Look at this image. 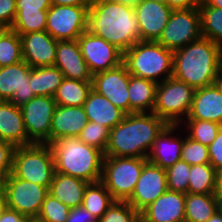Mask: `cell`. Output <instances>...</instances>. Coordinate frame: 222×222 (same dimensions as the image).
<instances>
[{
    "label": "cell",
    "instance_id": "1",
    "mask_svg": "<svg viewBox=\"0 0 222 222\" xmlns=\"http://www.w3.org/2000/svg\"><path fill=\"white\" fill-rule=\"evenodd\" d=\"M167 125L152 112L126 114L110 129L104 156L147 158L155 139Z\"/></svg>",
    "mask_w": 222,
    "mask_h": 222
},
{
    "label": "cell",
    "instance_id": "2",
    "mask_svg": "<svg viewBox=\"0 0 222 222\" xmlns=\"http://www.w3.org/2000/svg\"><path fill=\"white\" fill-rule=\"evenodd\" d=\"M88 30L123 53L140 41V29L134 7L113 0L91 3L88 11Z\"/></svg>",
    "mask_w": 222,
    "mask_h": 222
},
{
    "label": "cell",
    "instance_id": "3",
    "mask_svg": "<svg viewBox=\"0 0 222 222\" xmlns=\"http://www.w3.org/2000/svg\"><path fill=\"white\" fill-rule=\"evenodd\" d=\"M222 65V47L201 38L173 51V77L194 89L214 84Z\"/></svg>",
    "mask_w": 222,
    "mask_h": 222
},
{
    "label": "cell",
    "instance_id": "4",
    "mask_svg": "<svg viewBox=\"0 0 222 222\" xmlns=\"http://www.w3.org/2000/svg\"><path fill=\"white\" fill-rule=\"evenodd\" d=\"M55 172L93 183L101 180L104 152L78 137H63L50 144Z\"/></svg>",
    "mask_w": 222,
    "mask_h": 222
},
{
    "label": "cell",
    "instance_id": "5",
    "mask_svg": "<svg viewBox=\"0 0 222 222\" xmlns=\"http://www.w3.org/2000/svg\"><path fill=\"white\" fill-rule=\"evenodd\" d=\"M131 75L160 83L173 75V51L155 41H138L124 53Z\"/></svg>",
    "mask_w": 222,
    "mask_h": 222
},
{
    "label": "cell",
    "instance_id": "6",
    "mask_svg": "<svg viewBox=\"0 0 222 222\" xmlns=\"http://www.w3.org/2000/svg\"><path fill=\"white\" fill-rule=\"evenodd\" d=\"M54 173V158L49 144L15 147L12 163L15 177L50 188Z\"/></svg>",
    "mask_w": 222,
    "mask_h": 222
},
{
    "label": "cell",
    "instance_id": "7",
    "mask_svg": "<svg viewBox=\"0 0 222 222\" xmlns=\"http://www.w3.org/2000/svg\"><path fill=\"white\" fill-rule=\"evenodd\" d=\"M195 89L175 77L158 83L152 113L170 125H180L190 112Z\"/></svg>",
    "mask_w": 222,
    "mask_h": 222
},
{
    "label": "cell",
    "instance_id": "8",
    "mask_svg": "<svg viewBox=\"0 0 222 222\" xmlns=\"http://www.w3.org/2000/svg\"><path fill=\"white\" fill-rule=\"evenodd\" d=\"M147 158L105 156L101 182L115 201H127L137 184Z\"/></svg>",
    "mask_w": 222,
    "mask_h": 222
},
{
    "label": "cell",
    "instance_id": "9",
    "mask_svg": "<svg viewBox=\"0 0 222 222\" xmlns=\"http://www.w3.org/2000/svg\"><path fill=\"white\" fill-rule=\"evenodd\" d=\"M202 38L199 8L173 10L168 23L156 41L175 51Z\"/></svg>",
    "mask_w": 222,
    "mask_h": 222
},
{
    "label": "cell",
    "instance_id": "10",
    "mask_svg": "<svg viewBox=\"0 0 222 222\" xmlns=\"http://www.w3.org/2000/svg\"><path fill=\"white\" fill-rule=\"evenodd\" d=\"M4 194L9 209L36 220L49 188L17 178L11 173L5 178Z\"/></svg>",
    "mask_w": 222,
    "mask_h": 222
},
{
    "label": "cell",
    "instance_id": "11",
    "mask_svg": "<svg viewBox=\"0 0 222 222\" xmlns=\"http://www.w3.org/2000/svg\"><path fill=\"white\" fill-rule=\"evenodd\" d=\"M90 6L51 5L47 10L46 32L56 40H77L88 30Z\"/></svg>",
    "mask_w": 222,
    "mask_h": 222
},
{
    "label": "cell",
    "instance_id": "12",
    "mask_svg": "<svg viewBox=\"0 0 222 222\" xmlns=\"http://www.w3.org/2000/svg\"><path fill=\"white\" fill-rule=\"evenodd\" d=\"M57 103L51 96H35L20 107L28 139L50 145V129Z\"/></svg>",
    "mask_w": 222,
    "mask_h": 222
},
{
    "label": "cell",
    "instance_id": "13",
    "mask_svg": "<svg viewBox=\"0 0 222 222\" xmlns=\"http://www.w3.org/2000/svg\"><path fill=\"white\" fill-rule=\"evenodd\" d=\"M81 54L94 75L123 63L124 53L105 39L89 30L84 31L77 39Z\"/></svg>",
    "mask_w": 222,
    "mask_h": 222
},
{
    "label": "cell",
    "instance_id": "14",
    "mask_svg": "<svg viewBox=\"0 0 222 222\" xmlns=\"http://www.w3.org/2000/svg\"><path fill=\"white\" fill-rule=\"evenodd\" d=\"M31 67L23 60L0 67V100L10 101L21 107L36 95L30 81Z\"/></svg>",
    "mask_w": 222,
    "mask_h": 222
},
{
    "label": "cell",
    "instance_id": "15",
    "mask_svg": "<svg viewBox=\"0 0 222 222\" xmlns=\"http://www.w3.org/2000/svg\"><path fill=\"white\" fill-rule=\"evenodd\" d=\"M129 77L130 73L123 62L117 67L94 74L92 89L106 97L126 114H130Z\"/></svg>",
    "mask_w": 222,
    "mask_h": 222
},
{
    "label": "cell",
    "instance_id": "16",
    "mask_svg": "<svg viewBox=\"0 0 222 222\" xmlns=\"http://www.w3.org/2000/svg\"><path fill=\"white\" fill-rule=\"evenodd\" d=\"M168 190L166 171L147 161L127 202L141 212Z\"/></svg>",
    "mask_w": 222,
    "mask_h": 222
},
{
    "label": "cell",
    "instance_id": "17",
    "mask_svg": "<svg viewBox=\"0 0 222 222\" xmlns=\"http://www.w3.org/2000/svg\"><path fill=\"white\" fill-rule=\"evenodd\" d=\"M184 139L185 131L181 125L168 124L155 139L147 161L165 170L168 169L181 160Z\"/></svg>",
    "mask_w": 222,
    "mask_h": 222
},
{
    "label": "cell",
    "instance_id": "18",
    "mask_svg": "<svg viewBox=\"0 0 222 222\" xmlns=\"http://www.w3.org/2000/svg\"><path fill=\"white\" fill-rule=\"evenodd\" d=\"M173 10L165 3L141 0L134 12L140 29V41H157Z\"/></svg>",
    "mask_w": 222,
    "mask_h": 222
},
{
    "label": "cell",
    "instance_id": "19",
    "mask_svg": "<svg viewBox=\"0 0 222 222\" xmlns=\"http://www.w3.org/2000/svg\"><path fill=\"white\" fill-rule=\"evenodd\" d=\"M23 60L31 67L53 66L58 40L46 31L21 34Z\"/></svg>",
    "mask_w": 222,
    "mask_h": 222
},
{
    "label": "cell",
    "instance_id": "20",
    "mask_svg": "<svg viewBox=\"0 0 222 222\" xmlns=\"http://www.w3.org/2000/svg\"><path fill=\"white\" fill-rule=\"evenodd\" d=\"M185 197L167 190L140 212L141 222H185Z\"/></svg>",
    "mask_w": 222,
    "mask_h": 222
},
{
    "label": "cell",
    "instance_id": "21",
    "mask_svg": "<svg viewBox=\"0 0 222 222\" xmlns=\"http://www.w3.org/2000/svg\"><path fill=\"white\" fill-rule=\"evenodd\" d=\"M54 65L65 78L92 81L93 74L85 62L77 40H58Z\"/></svg>",
    "mask_w": 222,
    "mask_h": 222
},
{
    "label": "cell",
    "instance_id": "22",
    "mask_svg": "<svg viewBox=\"0 0 222 222\" xmlns=\"http://www.w3.org/2000/svg\"><path fill=\"white\" fill-rule=\"evenodd\" d=\"M88 119L83 106H56L50 129V144L63 137H78Z\"/></svg>",
    "mask_w": 222,
    "mask_h": 222
},
{
    "label": "cell",
    "instance_id": "23",
    "mask_svg": "<svg viewBox=\"0 0 222 222\" xmlns=\"http://www.w3.org/2000/svg\"><path fill=\"white\" fill-rule=\"evenodd\" d=\"M0 139L14 147L33 144L28 139L20 107L10 101L0 100Z\"/></svg>",
    "mask_w": 222,
    "mask_h": 222
},
{
    "label": "cell",
    "instance_id": "24",
    "mask_svg": "<svg viewBox=\"0 0 222 222\" xmlns=\"http://www.w3.org/2000/svg\"><path fill=\"white\" fill-rule=\"evenodd\" d=\"M186 119L207 120L222 125V94L215 84L195 89Z\"/></svg>",
    "mask_w": 222,
    "mask_h": 222
},
{
    "label": "cell",
    "instance_id": "25",
    "mask_svg": "<svg viewBox=\"0 0 222 222\" xmlns=\"http://www.w3.org/2000/svg\"><path fill=\"white\" fill-rule=\"evenodd\" d=\"M83 107L88 121L99 123L109 130L119 124L126 115L124 111L93 89L90 91Z\"/></svg>",
    "mask_w": 222,
    "mask_h": 222
},
{
    "label": "cell",
    "instance_id": "26",
    "mask_svg": "<svg viewBox=\"0 0 222 222\" xmlns=\"http://www.w3.org/2000/svg\"><path fill=\"white\" fill-rule=\"evenodd\" d=\"M89 183L77 177L54 173L49 194L69 208L82 206L84 193Z\"/></svg>",
    "mask_w": 222,
    "mask_h": 222
},
{
    "label": "cell",
    "instance_id": "27",
    "mask_svg": "<svg viewBox=\"0 0 222 222\" xmlns=\"http://www.w3.org/2000/svg\"><path fill=\"white\" fill-rule=\"evenodd\" d=\"M157 85L153 81L130 74L128 85L130 113L153 111Z\"/></svg>",
    "mask_w": 222,
    "mask_h": 222
},
{
    "label": "cell",
    "instance_id": "28",
    "mask_svg": "<svg viewBox=\"0 0 222 222\" xmlns=\"http://www.w3.org/2000/svg\"><path fill=\"white\" fill-rule=\"evenodd\" d=\"M220 175L210 163L191 165L188 191L191 194H217Z\"/></svg>",
    "mask_w": 222,
    "mask_h": 222
},
{
    "label": "cell",
    "instance_id": "29",
    "mask_svg": "<svg viewBox=\"0 0 222 222\" xmlns=\"http://www.w3.org/2000/svg\"><path fill=\"white\" fill-rule=\"evenodd\" d=\"M217 211V194H186L185 222H206Z\"/></svg>",
    "mask_w": 222,
    "mask_h": 222
},
{
    "label": "cell",
    "instance_id": "30",
    "mask_svg": "<svg viewBox=\"0 0 222 222\" xmlns=\"http://www.w3.org/2000/svg\"><path fill=\"white\" fill-rule=\"evenodd\" d=\"M64 76L55 66L34 67L30 70V83L36 96L54 97Z\"/></svg>",
    "mask_w": 222,
    "mask_h": 222
},
{
    "label": "cell",
    "instance_id": "31",
    "mask_svg": "<svg viewBox=\"0 0 222 222\" xmlns=\"http://www.w3.org/2000/svg\"><path fill=\"white\" fill-rule=\"evenodd\" d=\"M91 90L92 81L64 77L54 95V100L59 106H83Z\"/></svg>",
    "mask_w": 222,
    "mask_h": 222
},
{
    "label": "cell",
    "instance_id": "32",
    "mask_svg": "<svg viewBox=\"0 0 222 222\" xmlns=\"http://www.w3.org/2000/svg\"><path fill=\"white\" fill-rule=\"evenodd\" d=\"M114 202L104 184L97 181L87 185L82 207L99 220Z\"/></svg>",
    "mask_w": 222,
    "mask_h": 222
},
{
    "label": "cell",
    "instance_id": "33",
    "mask_svg": "<svg viewBox=\"0 0 222 222\" xmlns=\"http://www.w3.org/2000/svg\"><path fill=\"white\" fill-rule=\"evenodd\" d=\"M198 8L202 37L222 47V9L208 6L204 1Z\"/></svg>",
    "mask_w": 222,
    "mask_h": 222
},
{
    "label": "cell",
    "instance_id": "34",
    "mask_svg": "<svg viewBox=\"0 0 222 222\" xmlns=\"http://www.w3.org/2000/svg\"><path fill=\"white\" fill-rule=\"evenodd\" d=\"M20 61H23L20 35L11 28H3L0 31V67Z\"/></svg>",
    "mask_w": 222,
    "mask_h": 222
},
{
    "label": "cell",
    "instance_id": "35",
    "mask_svg": "<svg viewBox=\"0 0 222 222\" xmlns=\"http://www.w3.org/2000/svg\"><path fill=\"white\" fill-rule=\"evenodd\" d=\"M189 138L209 146L216 138L221 124L207 120L185 119L181 124Z\"/></svg>",
    "mask_w": 222,
    "mask_h": 222
},
{
    "label": "cell",
    "instance_id": "36",
    "mask_svg": "<svg viewBox=\"0 0 222 222\" xmlns=\"http://www.w3.org/2000/svg\"><path fill=\"white\" fill-rule=\"evenodd\" d=\"M47 11L17 12L15 21L11 26L19 35L30 32L46 30Z\"/></svg>",
    "mask_w": 222,
    "mask_h": 222
},
{
    "label": "cell",
    "instance_id": "37",
    "mask_svg": "<svg viewBox=\"0 0 222 222\" xmlns=\"http://www.w3.org/2000/svg\"><path fill=\"white\" fill-rule=\"evenodd\" d=\"M191 165L179 160L166 169L168 190L187 194Z\"/></svg>",
    "mask_w": 222,
    "mask_h": 222
},
{
    "label": "cell",
    "instance_id": "38",
    "mask_svg": "<svg viewBox=\"0 0 222 222\" xmlns=\"http://www.w3.org/2000/svg\"><path fill=\"white\" fill-rule=\"evenodd\" d=\"M99 222H141L140 212L127 201H115L98 220Z\"/></svg>",
    "mask_w": 222,
    "mask_h": 222
},
{
    "label": "cell",
    "instance_id": "39",
    "mask_svg": "<svg viewBox=\"0 0 222 222\" xmlns=\"http://www.w3.org/2000/svg\"><path fill=\"white\" fill-rule=\"evenodd\" d=\"M70 208L48 194L44 199L37 222H66Z\"/></svg>",
    "mask_w": 222,
    "mask_h": 222
},
{
    "label": "cell",
    "instance_id": "40",
    "mask_svg": "<svg viewBox=\"0 0 222 222\" xmlns=\"http://www.w3.org/2000/svg\"><path fill=\"white\" fill-rule=\"evenodd\" d=\"M109 129L92 121H88L85 128L81 131L78 138L85 144L94 146L105 153Z\"/></svg>",
    "mask_w": 222,
    "mask_h": 222
},
{
    "label": "cell",
    "instance_id": "41",
    "mask_svg": "<svg viewBox=\"0 0 222 222\" xmlns=\"http://www.w3.org/2000/svg\"><path fill=\"white\" fill-rule=\"evenodd\" d=\"M181 160L189 165L210 163L208 146L192 140L185 133Z\"/></svg>",
    "mask_w": 222,
    "mask_h": 222
},
{
    "label": "cell",
    "instance_id": "42",
    "mask_svg": "<svg viewBox=\"0 0 222 222\" xmlns=\"http://www.w3.org/2000/svg\"><path fill=\"white\" fill-rule=\"evenodd\" d=\"M210 164L216 170V172L222 175V126L213 140V142L208 146Z\"/></svg>",
    "mask_w": 222,
    "mask_h": 222
},
{
    "label": "cell",
    "instance_id": "43",
    "mask_svg": "<svg viewBox=\"0 0 222 222\" xmlns=\"http://www.w3.org/2000/svg\"><path fill=\"white\" fill-rule=\"evenodd\" d=\"M14 149L11 143L0 139V174L5 178L12 173Z\"/></svg>",
    "mask_w": 222,
    "mask_h": 222
},
{
    "label": "cell",
    "instance_id": "44",
    "mask_svg": "<svg viewBox=\"0 0 222 222\" xmlns=\"http://www.w3.org/2000/svg\"><path fill=\"white\" fill-rule=\"evenodd\" d=\"M16 15V0H0V26L2 28H11Z\"/></svg>",
    "mask_w": 222,
    "mask_h": 222
},
{
    "label": "cell",
    "instance_id": "45",
    "mask_svg": "<svg viewBox=\"0 0 222 222\" xmlns=\"http://www.w3.org/2000/svg\"><path fill=\"white\" fill-rule=\"evenodd\" d=\"M51 5L50 0H16L17 12L47 11Z\"/></svg>",
    "mask_w": 222,
    "mask_h": 222
},
{
    "label": "cell",
    "instance_id": "46",
    "mask_svg": "<svg viewBox=\"0 0 222 222\" xmlns=\"http://www.w3.org/2000/svg\"><path fill=\"white\" fill-rule=\"evenodd\" d=\"M66 222H98V220L82 206L70 208Z\"/></svg>",
    "mask_w": 222,
    "mask_h": 222
},
{
    "label": "cell",
    "instance_id": "47",
    "mask_svg": "<svg viewBox=\"0 0 222 222\" xmlns=\"http://www.w3.org/2000/svg\"><path fill=\"white\" fill-rule=\"evenodd\" d=\"M201 3V0H166L172 10L198 8Z\"/></svg>",
    "mask_w": 222,
    "mask_h": 222
},
{
    "label": "cell",
    "instance_id": "48",
    "mask_svg": "<svg viewBox=\"0 0 222 222\" xmlns=\"http://www.w3.org/2000/svg\"><path fill=\"white\" fill-rule=\"evenodd\" d=\"M32 219L20 214L19 212L7 208V210L0 217V222H31Z\"/></svg>",
    "mask_w": 222,
    "mask_h": 222
},
{
    "label": "cell",
    "instance_id": "49",
    "mask_svg": "<svg viewBox=\"0 0 222 222\" xmlns=\"http://www.w3.org/2000/svg\"><path fill=\"white\" fill-rule=\"evenodd\" d=\"M52 5L90 6L89 0H50Z\"/></svg>",
    "mask_w": 222,
    "mask_h": 222
},
{
    "label": "cell",
    "instance_id": "50",
    "mask_svg": "<svg viewBox=\"0 0 222 222\" xmlns=\"http://www.w3.org/2000/svg\"><path fill=\"white\" fill-rule=\"evenodd\" d=\"M7 208H8V205H7L6 197L3 191L2 193H0V217L7 210Z\"/></svg>",
    "mask_w": 222,
    "mask_h": 222
},
{
    "label": "cell",
    "instance_id": "51",
    "mask_svg": "<svg viewBox=\"0 0 222 222\" xmlns=\"http://www.w3.org/2000/svg\"><path fill=\"white\" fill-rule=\"evenodd\" d=\"M214 84L218 87L219 91L222 94V65L218 70V75L216 77V80L214 81Z\"/></svg>",
    "mask_w": 222,
    "mask_h": 222
},
{
    "label": "cell",
    "instance_id": "52",
    "mask_svg": "<svg viewBox=\"0 0 222 222\" xmlns=\"http://www.w3.org/2000/svg\"><path fill=\"white\" fill-rule=\"evenodd\" d=\"M206 222H222V213L218 210Z\"/></svg>",
    "mask_w": 222,
    "mask_h": 222
},
{
    "label": "cell",
    "instance_id": "53",
    "mask_svg": "<svg viewBox=\"0 0 222 222\" xmlns=\"http://www.w3.org/2000/svg\"><path fill=\"white\" fill-rule=\"evenodd\" d=\"M204 2L208 6L222 9V0H204Z\"/></svg>",
    "mask_w": 222,
    "mask_h": 222
},
{
    "label": "cell",
    "instance_id": "54",
    "mask_svg": "<svg viewBox=\"0 0 222 222\" xmlns=\"http://www.w3.org/2000/svg\"><path fill=\"white\" fill-rule=\"evenodd\" d=\"M113 1L131 6V7H135L141 0H113Z\"/></svg>",
    "mask_w": 222,
    "mask_h": 222
},
{
    "label": "cell",
    "instance_id": "55",
    "mask_svg": "<svg viewBox=\"0 0 222 222\" xmlns=\"http://www.w3.org/2000/svg\"><path fill=\"white\" fill-rule=\"evenodd\" d=\"M218 210L222 213V190L217 193Z\"/></svg>",
    "mask_w": 222,
    "mask_h": 222
},
{
    "label": "cell",
    "instance_id": "56",
    "mask_svg": "<svg viewBox=\"0 0 222 222\" xmlns=\"http://www.w3.org/2000/svg\"><path fill=\"white\" fill-rule=\"evenodd\" d=\"M5 177L0 174V193L4 191Z\"/></svg>",
    "mask_w": 222,
    "mask_h": 222
},
{
    "label": "cell",
    "instance_id": "57",
    "mask_svg": "<svg viewBox=\"0 0 222 222\" xmlns=\"http://www.w3.org/2000/svg\"><path fill=\"white\" fill-rule=\"evenodd\" d=\"M156 2H161V3H165L166 4V0H154Z\"/></svg>",
    "mask_w": 222,
    "mask_h": 222
},
{
    "label": "cell",
    "instance_id": "58",
    "mask_svg": "<svg viewBox=\"0 0 222 222\" xmlns=\"http://www.w3.org/2000/svg\"><path fill=\"white\" fill-rule=\"evenodd\" d=\"M220 189L222 190V175L220 176Z\"/></svg>",
    "mask_w": 222,
    "mask_h": 222
},
{
    "label": "cell",
    "instance_id": "59",
    "mask_svg": "<svg viewBox=\"0 0 222 222\" xmlns=\"http://www.w3.org/2000/svg\"><path fill=\"white\" fill-rule=\"evenodd\" d=\"M91 3H94V2H96V1H99V0H89Z\"/></svg>",
    "mask_w": 222,
    "mask_h": 222
}]
</instances>
